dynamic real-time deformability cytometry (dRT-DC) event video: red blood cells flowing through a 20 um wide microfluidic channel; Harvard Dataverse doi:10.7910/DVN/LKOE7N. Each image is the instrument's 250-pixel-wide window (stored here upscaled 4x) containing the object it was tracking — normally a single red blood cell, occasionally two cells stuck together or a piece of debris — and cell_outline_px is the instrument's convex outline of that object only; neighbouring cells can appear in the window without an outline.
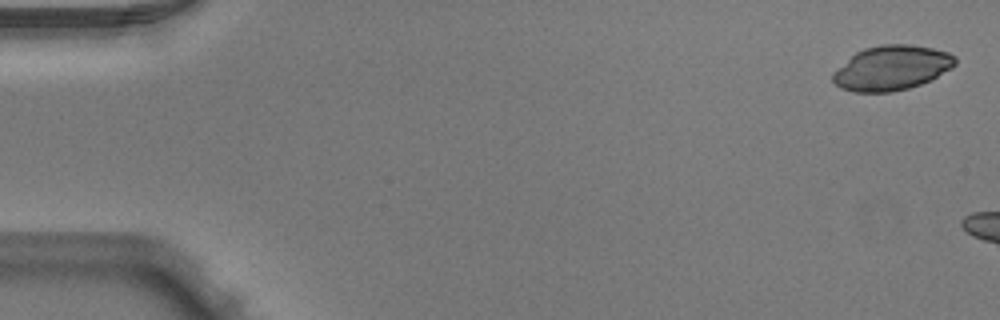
{"species": "Egyptian fruit bat (a non-hibernating species)", "species_latin": "Rousettus aegyptiacus", "temperature_condition": "warm", "stored_images_in_passage": 3, "camera_frame_rate_fps": 3000, "um_per_image_px": 0.085, "animal": {"sex": "male"}, "frame": {"image": 1, "passage_image": 1, "time_ms": 0.0, "image_size_px": [1000, 320], "cell_outline_px": [[956, 64], [952, 68], [920, 84], [908, 88], [892, 92], [852, 92], [840, 88], [832, 80], [832, 72], [856, 52], [864, 48], [880, 44], [908, 44], [932, 48], [948, 52], [956, 56]], "centroid_in_image_um": [75.77, 5.77], "position_along_channel_um": 9.2, "area_um2": 31.85}}